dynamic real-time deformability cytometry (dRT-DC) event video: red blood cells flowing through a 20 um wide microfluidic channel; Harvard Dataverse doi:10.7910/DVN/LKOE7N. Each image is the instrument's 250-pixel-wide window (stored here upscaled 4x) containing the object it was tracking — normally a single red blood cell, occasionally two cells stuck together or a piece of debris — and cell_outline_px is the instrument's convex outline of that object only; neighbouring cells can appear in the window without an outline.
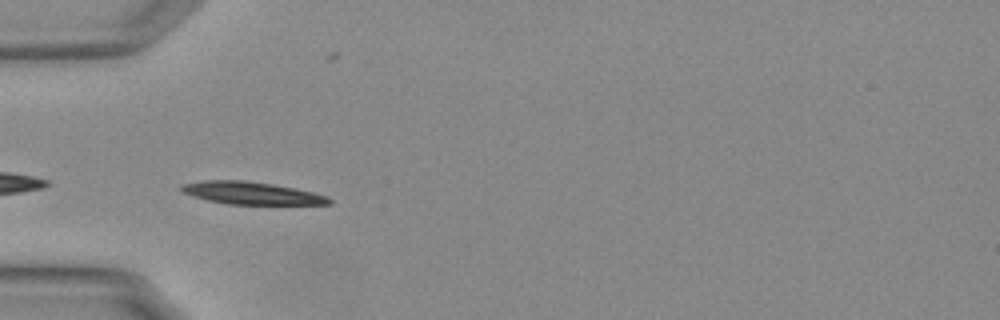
{"species": "Egyptian fruit bat (a non-hibernating species)", "species_latin": "Rousettus aegyptiacus", "temperature_condition": "warm", "stored_images_in_passage": 20, "camera_frame_rate_fps": 3000, "um_per_image_px": 0.085, "animal": {"sex": "female"}, "frame": {"image": 1, "passage_image": 1, "time_ms": 0.0, "image_size_px": [1000, 320], "cell_outline_px": [[332, 204], [228, 204], [208, 200], [192, 196], [180, 192], [180, 184], [204, 180], [244, 180], [272, 184], [312, 192], [328, 196], [332, 200]], "centroid_in_image_um": [21.32, 16.41], "position_along_channel_um": 63.7, "area_um2": 19.31}}
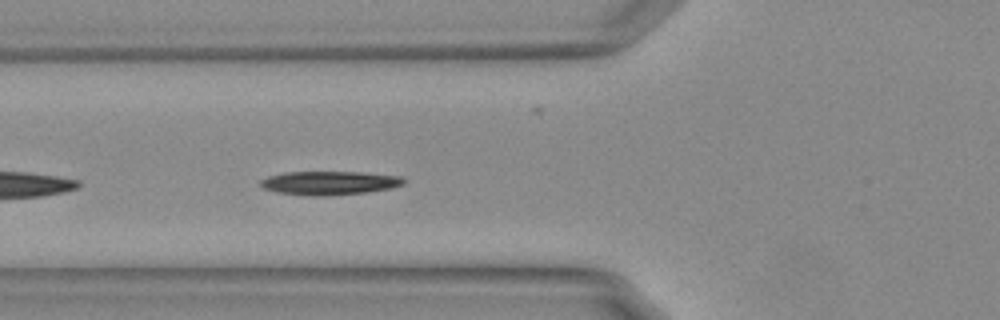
{"frame": {"image": 2, "passage_image": 4, "time_ms": 1.0, "image_size_px": [1000, 320], "cell_outline_px": [[404, 184], [392, 188], [368, 192], [324, 196], [308, 196], [276, 192], [264, 188], [260, 184], [260, 180], [268, 176], [284, 172], [364, 172], [400, 176], [404, 180]], "centroid_in_image_um": [27.99, 15.55], "position_along_channel_um": 97.8, "area_um2": 19.88}}